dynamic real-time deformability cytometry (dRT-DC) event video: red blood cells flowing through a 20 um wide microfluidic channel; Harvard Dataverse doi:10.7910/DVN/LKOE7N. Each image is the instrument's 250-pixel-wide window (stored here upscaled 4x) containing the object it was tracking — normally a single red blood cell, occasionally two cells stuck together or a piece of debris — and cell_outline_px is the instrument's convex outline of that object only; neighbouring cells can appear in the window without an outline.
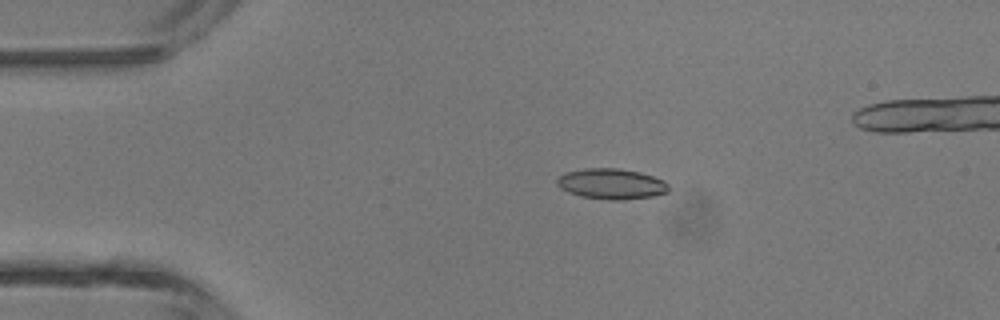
{"species": "common noctule bat (a hibernating species)", "species_latin": "Nyctalus noctula", "temperature_condition": "room temperature", "stored_images_in_passage": 5, "camera_frame_rate_fps": 3000, "um_per_image_px": 0.085, "animal": {"sex": "male", "body_mass_g": 13.3}, "frame": {"image": 1, "passage_image": 3, "time_ms": 2.333, "image_size_px": [1000, 320], "cell_outline_px": [[668, 192], [652, 196], [624, 200], [608, 200], [580, 196], [568, 192], [560, 188], [556, 184], [556, 180], [564, 172], [584, 168], [620, 168], [640, 172], [664, 180], [668, 184]], "centroid_in_image_um": [51.95, 15.62], "position_along_channel_um": 33.1, "area_um2": 20.06}}